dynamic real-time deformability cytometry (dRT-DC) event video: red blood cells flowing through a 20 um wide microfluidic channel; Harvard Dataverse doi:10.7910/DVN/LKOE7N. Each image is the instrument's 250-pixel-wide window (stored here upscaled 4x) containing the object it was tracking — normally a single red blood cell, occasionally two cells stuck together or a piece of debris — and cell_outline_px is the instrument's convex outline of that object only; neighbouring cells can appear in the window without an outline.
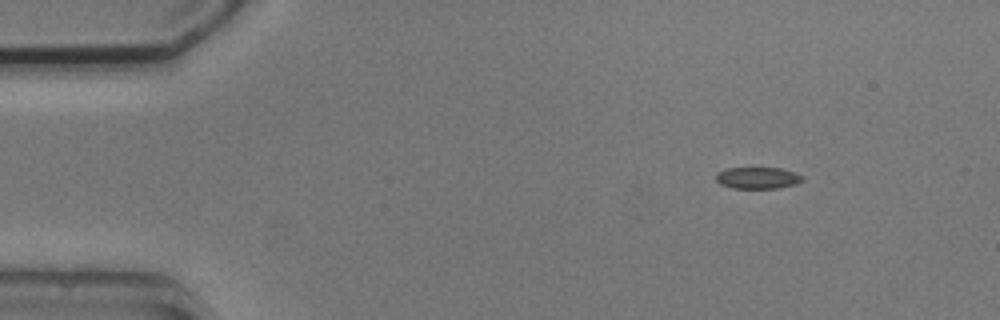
{"species": "common noctule bat (a hibernating species)", "species_latin": "Nyctalus noctula", "temperature_condition": "cold", "stored_images_in_passage": 3, "camera_frame_rate_fps": 3000, "um_per_image_px": 0.085, "animal": {"sex": "male", "body_mass_g": 20.5, "forearm_length_mm": 52.5}, "frame": {"image": 1, "passage_image": 1, "time_ms": 0.0, "image_size_px": [1000, 320], "cell_outline_px": [[804, 180], [796, 184], [776, 188], [732, 188], [720, 184], [716, 180], [716, 172], [728, 168], [780, 168], [804, 176]], "centroid_in_image_um": [64.39, 15.12], "position_along_channel_um": 20.6, "area_um2": 10.87}}
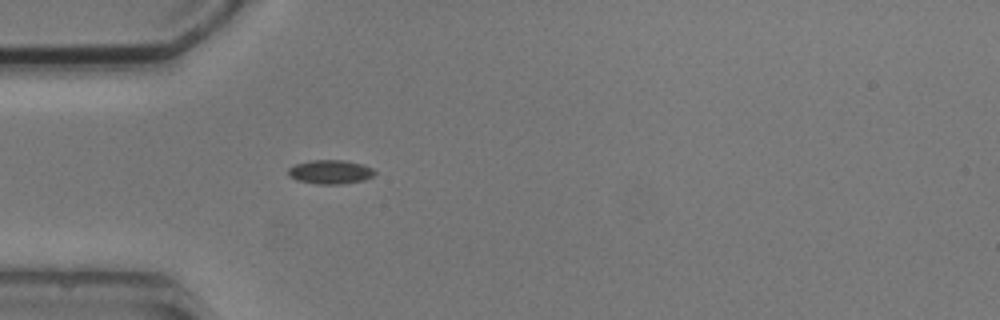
{"frame": {"image": 2, "passage_image": 3, "time_ms": 3.0, "image_size_px": [1000, 320], "cell_outline_px": [[376, 172], [372, 176], [364, 180], [340, 184], [316, 184], [296, 180], [288, 176], [288, 168], [296, 164], [312, 160], [344, 160], [364, 164], [372, 168]], "centroid_in_image_um": [28.07, 14.61], "position_along_channel_um": 56.9, "area_um2": 12.14}}